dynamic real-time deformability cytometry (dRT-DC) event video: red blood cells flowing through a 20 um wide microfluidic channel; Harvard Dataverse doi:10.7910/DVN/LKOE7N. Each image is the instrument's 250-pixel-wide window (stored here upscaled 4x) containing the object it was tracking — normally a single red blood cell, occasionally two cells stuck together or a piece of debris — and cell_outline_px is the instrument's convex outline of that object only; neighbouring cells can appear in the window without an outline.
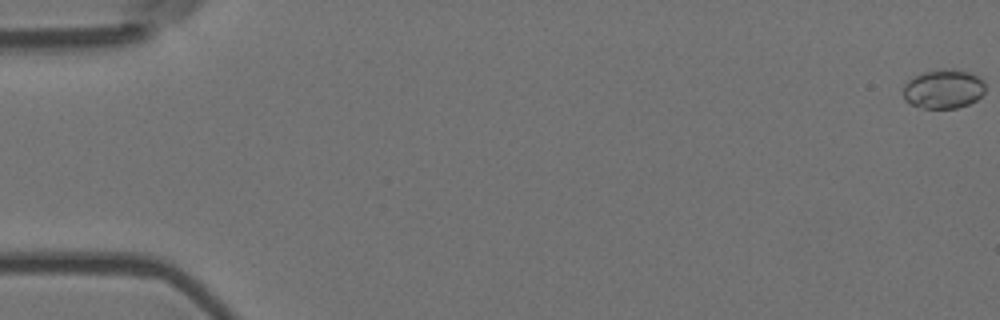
{"species": "Egyptian fruit bat (a non-hibernating species)", "species_latin": "Rousettus aegyptiacus", "temperature_condition": "room temperature", "stored_images_in_passage": 16, "camera_frame_rate_fps": 3000, "um_per_image_px": 0.085, "animal": {"sex": "female"}, "frame": {"image": 1, "passage_image": 1, "time_ms": 0.0, "image_size_px": [1000, 320], "cell_outline_px": [[984, 92], [976, 100], [968, 104], [956, 108], [924, 108], [912, 104], [904, 100], [904, 84], [908, 80], [924, 72], [944, 68], [952, 68], [968, 72], [980, 76], [984, 80]], "centroid_in_image_um": [80.21, 7.55], "position_along_channel_um": 4.8, "area_um2": 18.73}}
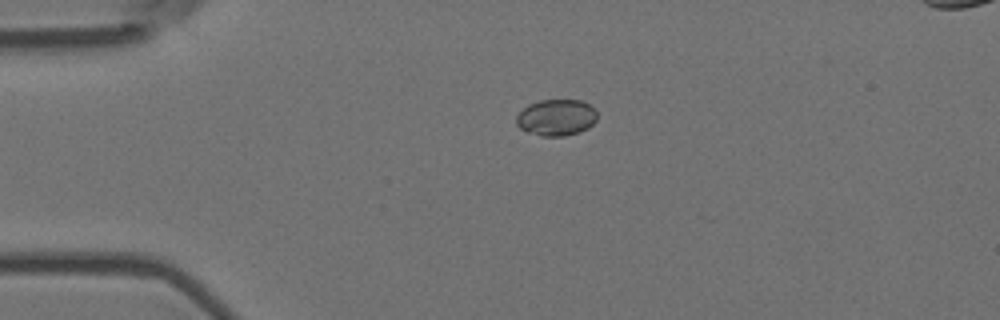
{"frame": {"image": 2, "passage_image": 14, "time_ms": 4.333, "image_size_px": [1000, 320], "cell_outline_px": [[596, 120], [588, 128], [580, 132], [564, 136], [540, 136], [528, 132], [520, 128], [516, 124], [516, 116], [528, 104], [540, 100], [580, 100], [588, 104], [596, 112]], "centroid_in_image_um": [47.27, 9.99], "position_along_channel_um": 37.7, "area_um2": 17.11}}